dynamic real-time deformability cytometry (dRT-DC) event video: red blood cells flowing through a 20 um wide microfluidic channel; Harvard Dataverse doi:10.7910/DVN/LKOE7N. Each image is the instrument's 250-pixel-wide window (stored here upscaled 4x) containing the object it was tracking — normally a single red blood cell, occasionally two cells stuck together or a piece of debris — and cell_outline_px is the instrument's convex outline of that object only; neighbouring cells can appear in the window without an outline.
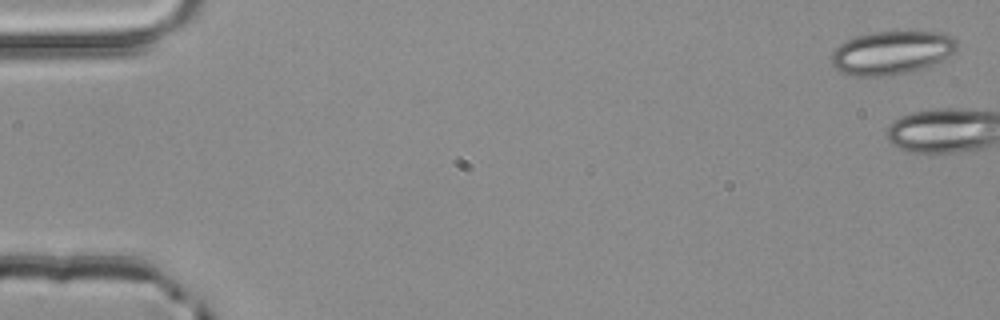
{"species": "common noctule bat (a hibernating species)", "species_latin": "Nyctalus noctula", "temperature_condition": "room temperature", "stored_images_in_passage": 3, "camera_frame_rate_fps": 3000, "um_per_image_px": 0.085, "animal": {"sex": "male", "body_mass_g": 20.4}, "frame": {"image": 1, "passage_image": 3, "time_ms": 0.667, "image_size_px": [1000, 320], "cell_outline_px": [[956, 52], [940, 60], [920, 68], [904, 72], [884, 76], [856, 76], [840, 72], [832, 64], [832, 52], [840, 44], [856, 36], [872, 32], [944, 32], [956, 40]], "centroid_in_image_um": [75.77, 4.46], "position_along_channel_um": 9.2, "area_um2": 31.27}}